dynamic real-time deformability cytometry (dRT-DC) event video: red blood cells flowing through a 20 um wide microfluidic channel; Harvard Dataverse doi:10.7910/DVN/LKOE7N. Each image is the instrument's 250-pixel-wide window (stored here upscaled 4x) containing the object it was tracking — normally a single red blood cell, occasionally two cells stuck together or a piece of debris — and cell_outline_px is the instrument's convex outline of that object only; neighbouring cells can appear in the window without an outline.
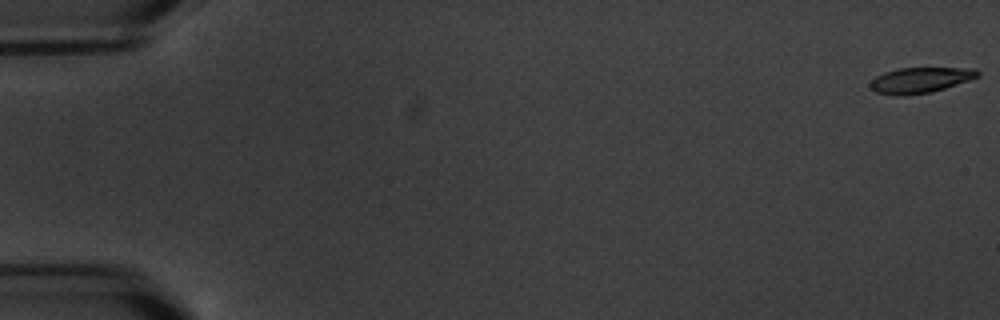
{"species": "common noctule bat (a hibernating species)", "species_latin": "Nyctalus noctula", "temperature_condition": "warm", "stored_images_in_passage": 4, "camera_frame_rate_fps": 3000, "um_per_image_px": 0.085, "animal": {"sex": "male", "body_mass_g": 20.1, "forearm_length_mm": 53.5}, "frame": {"image": 1, "passage_image": 1, "time_ms": 0.0, "image_size_px": [1000, 320], "cell_outline_px": [[980, 76], [932, 92], [904, 96], [892, 96], [876, 92], [868, 84], [876, 76], [884, 72], [900, 68], [976, 68], [980, 72]], "centroid_in_image_um": [78.2, 6.82], "position_along_channel_um": 6.8, "area_um2": 16.07}}